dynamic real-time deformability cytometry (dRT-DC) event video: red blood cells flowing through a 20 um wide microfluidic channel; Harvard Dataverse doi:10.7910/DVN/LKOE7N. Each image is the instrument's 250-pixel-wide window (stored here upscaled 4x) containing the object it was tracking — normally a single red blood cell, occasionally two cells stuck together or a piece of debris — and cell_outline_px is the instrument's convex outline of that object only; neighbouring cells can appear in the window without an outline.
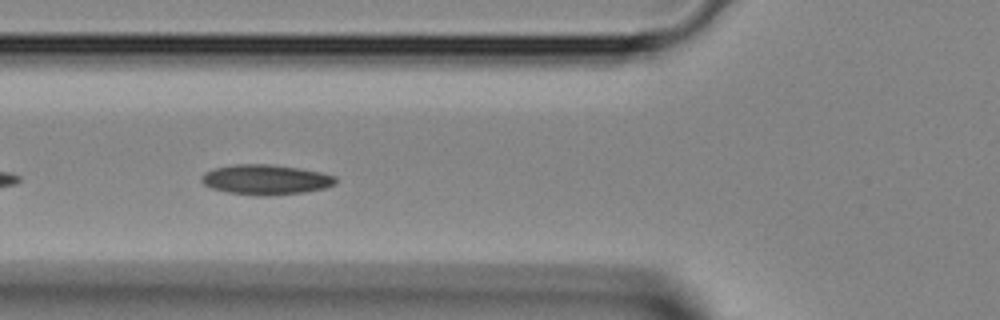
{"species": "Egyptian fruit bat (a non-hibernating species)", "species_latin": "Rousettus aegyptiacus", "temperature_condition": "room temperature", "stored_images_in_passage": 41, "camera_frame_rate_fps": 3000, "um_per_image_px": 0.085, "animal": {"sex": "female"}, "frame": {"image": 1, "passage_image": 13, "time_ms": 4.0, "image_size_px": [1000, 320], "cell_outline_px": [[336, 184], [324, 188], [304, 192], [268, 196], [256, 196], [228, 192], [212, 188], [204, 184], [200, 180], [200, 176], [204, 172], [216, 168], [232, 164], [272, 164], [300, 168], [320, 172], [336, 176]], "centroid_in_image_um": [22.58, 15.26], "position_along_channel_um": 103.2, "area_um2": 23.64}}
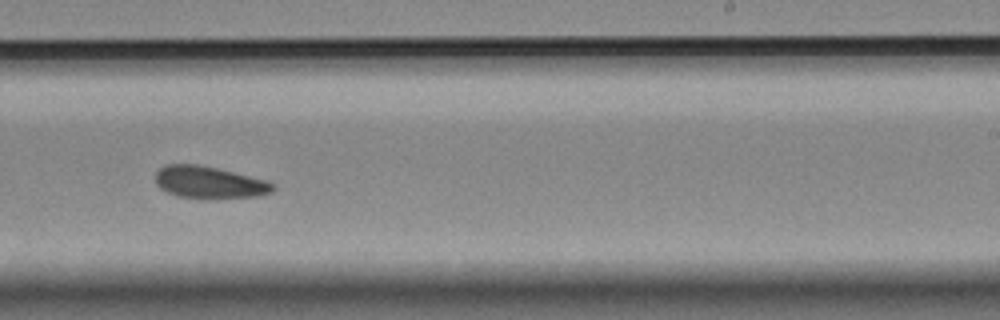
{"frame": {"image": 2, "passage_image": 24, "time_ms": 7.667, "image_size_px": [1000, 320], "cell_outline_px": [[276, 188], [272, 192], [256, 196], [212, 200], [180, 196], [168, 192], [160, 188], [156, 184], [156, 172], [160, 168], [168, 164], [196, 164], [216, 168], [268, 180], [276, 184]], "centroid_in_image_um": [17.84, 15.52], "position_along_channel_um": 271.2, "area_um2": 22.25}}
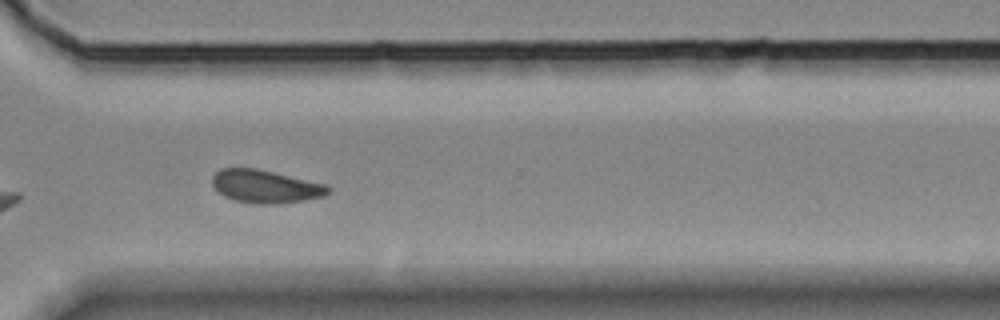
{"frame": {"image": 3, "passage_image": 29, "time_ms": 9.333, "image_size_px": [1000, 320], "cell_outline_px": [[332, 188], [324, 196], [276, 204], [256, 204], [236, 200], [224, 196], [212, 184], [212, 176], [220, 168], [256, 168], [328, 184]], "centroid_in_image_um": [22.58, 15.83], "position_along_channel_um": 348.0, "area_um2": 22.2}}